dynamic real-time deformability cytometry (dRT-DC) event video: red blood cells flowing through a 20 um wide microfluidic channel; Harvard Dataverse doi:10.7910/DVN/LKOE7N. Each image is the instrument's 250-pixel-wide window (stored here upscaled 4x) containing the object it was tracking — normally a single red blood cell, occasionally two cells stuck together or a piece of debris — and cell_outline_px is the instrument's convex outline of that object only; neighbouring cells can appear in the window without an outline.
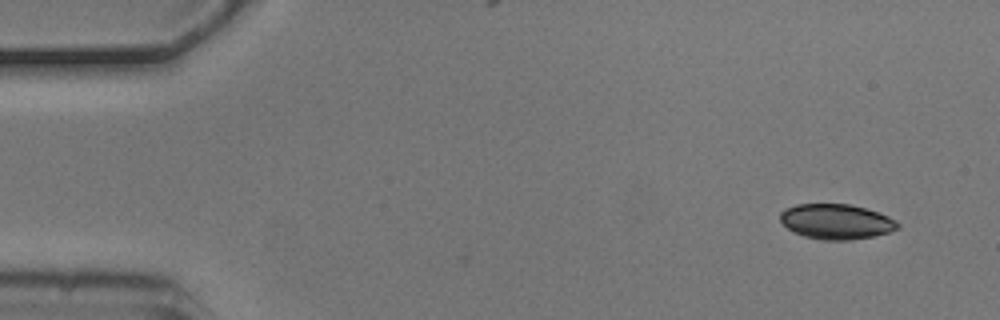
{"species": "common noctule bat (a hibernating species)", "species_latin": "Nyctalus noctula", "temperature_condition": "cold", "stored_images_in_passage": 6, "camera_frame_rate_fps": 3000, "um_per_image_px": 0.085, "animal": {"sex": "male", "body_mass_g": 20.5, "forearm_length_mm": 52.5}, "frame": {"image": 1, "passage_image": 1, "time_ms": 0.0, "image_size_px": [1000, 320], "cell_outline_px": [[900, 228], [876, 236], [852, 240], [824, 240], [804, 236], [792, 232], [780, 220], [780, 212], [784, 208], [796, 204], [848, 204], [864, 208], [888, 216], [896, 220], [900, 224]], "centroid_in_image_um": [71.08, 18.84], "position_along_channel_um": 13.9, "area_um2": 24.16}}
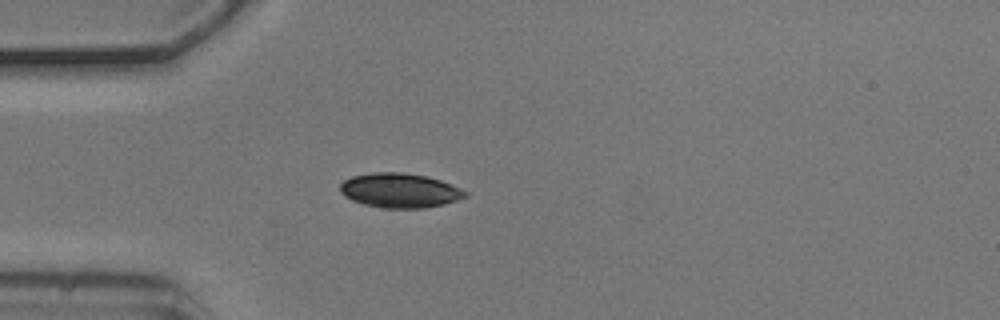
{"frame": {"image": 2, "passage_image": 4, "time_ms": 1.0, "image_size_px": [1000, 320], "cell_outline_px": [[468, 196], [444, 204], [424, 208], [384, 208], [364, 204], [352, 200], [344, 196], [340, 192], [340, 184], [344, 180], [352, 176], [372, 172], [400, 172], [424, 176], [440, 180], [460, 188], [468, 192]], "centroid_in_image_um": [33.96, 16.19], "position_along_channel_um": 51.0, "area_um2": 25.09}}
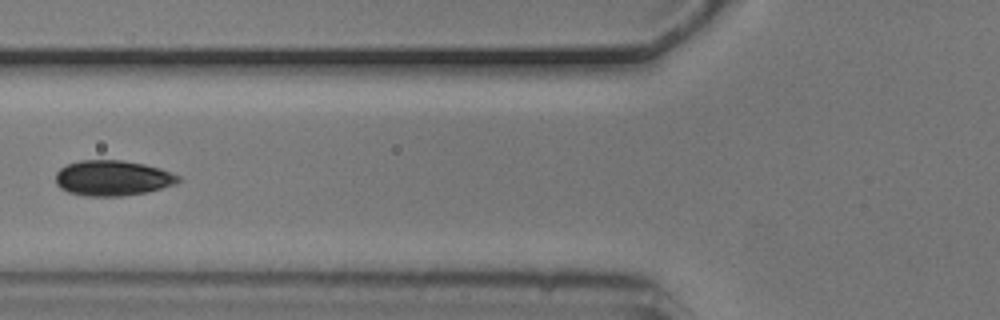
{"frame": {"image": 3, "passage_image": 6, "time_ms": 1.667, "image_size_px": [1000, 320], "cell_outline_px": [[180, 180], [176, 184], [144, 192], [120, 196], [84, 196], [68, 192], [60, 188], [56, 184], [56, 172], [60, 168], [68, 164], [80, 160], [120, 160], [144, 164], [160, 168], [180, 176]], "centroid_in_image_um": [9.54, 15.13], "position_along_channel_um": 116.3, "area_um2": 25.2}}